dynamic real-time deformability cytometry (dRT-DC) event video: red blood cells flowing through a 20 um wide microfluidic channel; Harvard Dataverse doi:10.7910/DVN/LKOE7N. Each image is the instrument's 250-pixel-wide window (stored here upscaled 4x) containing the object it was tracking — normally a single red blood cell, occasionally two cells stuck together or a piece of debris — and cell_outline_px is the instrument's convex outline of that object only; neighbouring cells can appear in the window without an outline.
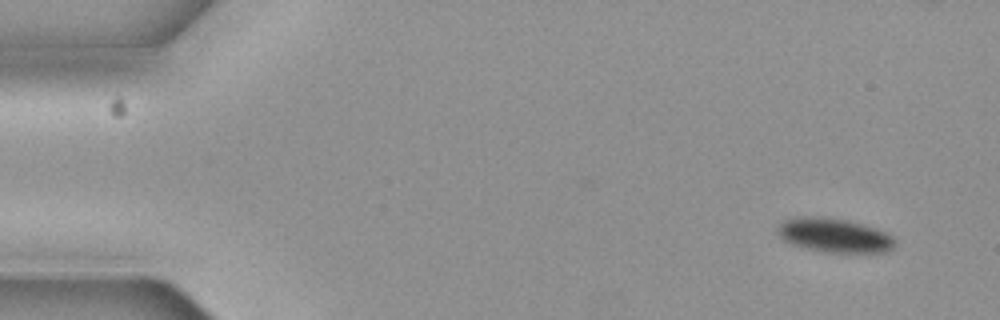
{"species": "common noctule bat (a hibernating species)", "species_latin": "Nyctalus noctula", "temperature_condition": "cold", "stored_images_in_passage": 4, "camera_frame_rate_fps": 3000, "um_per_image_px": 0.085, "animal": {"sex": "female", "body_mass_g": 19.3, "forearm_length_mm": 54.1}, "frame": {"image": 1, "passage_image": 1, "time_ms": 0.0, "image_size_px": [1000, 320], "cell_outline_px": [[896, 240], [892, 248], [884, 252], [824, 252], [792, 244], [784, 240], [780, 236], [780, 224], [784, 220], [800, 216], [820, 216], [848, 220], [864, 224], [876, 228], [892, 236]], "centroid_in_image_um": [70.95, 19.99], "position_along_channel_um": 14.1, "area_um2": 23.06}}
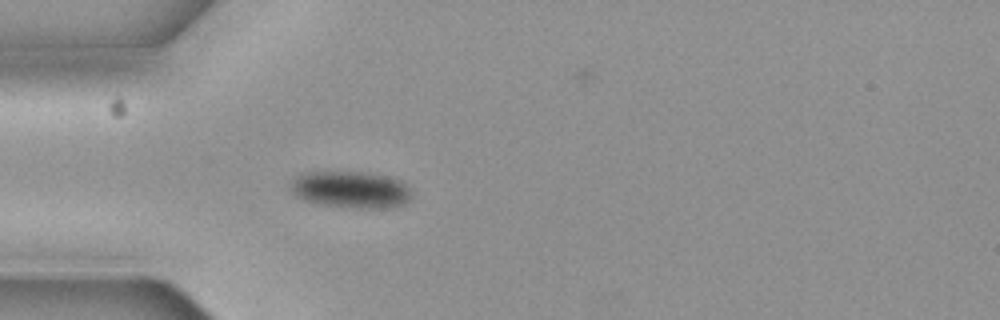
{"frame": {"image": 2, "passage_image": 4, "time_ms": 1.0, "image_size_px": [1000, 320], "cell_outline_px": [[412, 192], [408, 200], [400, 204], [384, 208], [352, 208], [316, 204], [304, 200], [296, 196], [288, 188], [288, 180], [304, 172], [360, 172], [388, 176], [400, 180], [408, 184]], "centroid_in_image_um": [29.74, 16.11], "position_along_channel_um": 55.3, "area_um2": 26.36}}